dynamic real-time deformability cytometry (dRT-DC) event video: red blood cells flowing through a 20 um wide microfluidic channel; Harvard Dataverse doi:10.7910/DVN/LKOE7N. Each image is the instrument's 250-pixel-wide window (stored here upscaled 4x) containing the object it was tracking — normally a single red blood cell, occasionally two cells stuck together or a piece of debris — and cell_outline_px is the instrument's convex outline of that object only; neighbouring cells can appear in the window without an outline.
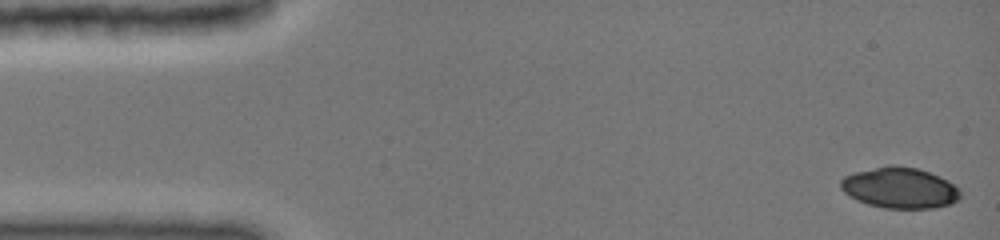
{"species": "common noctule bat (a hibernating species)", "species_latin": "Nyctalus noctula", "temperature_condition": "cold", "stored_images_in_passage": 44, "camera_frame_rate_fps": 3000, "um_per_image_px": 0.085, "animal": {"sex": "female", "body_mass_g": 19.0, "forearm_length_mm": 51.5}, "frame": {"image": 1, "passage_image": 1, "time_ms": 0.0, "image_size_px": [1000, 240], "cell_outline_px": [[960, 200], [952, 204], [936, 208], [884, 208], [868, 204], [856, 200], [848, 196], [840, 188], [840, 180], [844, 176], [856, 172], [888, 164], [892, 164], [916, 168], [940, 176], [948, 180], [960, 188]], "centroid_in_image_um": [76.5, 15.97], "position_along_channel_um": 8.5, "area_um2": 28.84}}
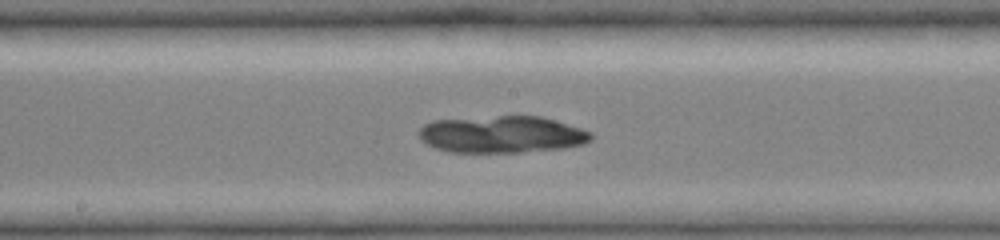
{"frame": {"image": 2, "passage_image": 25, "time_ms": 8.0, "image_size_px": [1000, 240], "cell_outline_px": [[592, 140], [584, 144], [564, 148], [520, 152], [448, 152], [436, 148], [420, 140], [416, 132], [424, 124], [432, 120], [500, 116], [540, 116], [580, 128], [592, 132]], "centroid_in_image_um": [42.63, 11.43], "position_along_channel_um": 205.6, "area_um2": 37.17}}
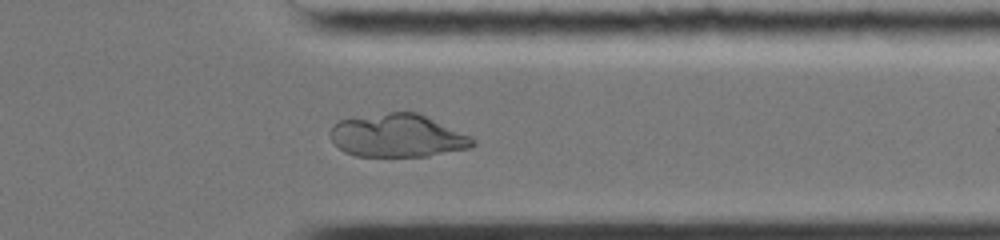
{"frame": {"image": 3, "passage_image": 38, "time_ms": 12.333, "image_size_px": [1000, 240], "cell_outline_px": [[476, 144], [472, 148], [428, 156], [356, 156], [344, 152], [332, 140], [328, 132], [332, 124], [340, 120], [392, 112], [416, 112], [472, 136], [476, 140]], "centroid_in_image_um": [33.82, 11.55], "position_along_channel_um": 377.6, "area_um2": 35.72}}